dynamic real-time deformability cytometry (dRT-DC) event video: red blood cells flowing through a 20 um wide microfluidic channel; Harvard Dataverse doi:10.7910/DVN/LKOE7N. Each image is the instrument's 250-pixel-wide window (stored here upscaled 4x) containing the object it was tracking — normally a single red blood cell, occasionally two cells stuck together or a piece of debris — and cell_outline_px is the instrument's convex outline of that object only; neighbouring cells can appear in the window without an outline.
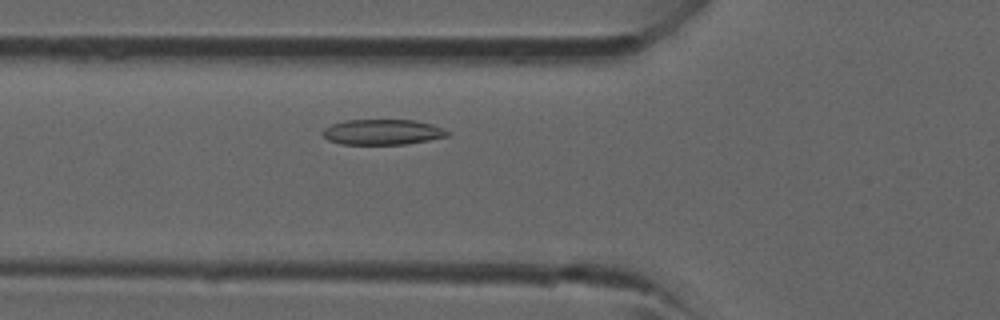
{"species": "common noctule bat (a hibernating species)", "species_latin": "Nyctalus noctula", "temperature_condition": "room temperature", "stored_images_in_passage": 36, "camera_frame_rate_fps": 3000, "um_per_image_px": 0.085, "animal": {"sex": "male", "forearm_length_mm": 52.5}, "frame": {"image": 1, "passage_image": 9, "time_ms": 2.667, "image_size_px": [1000, 320], "cell_outline_px": [[452, 132], [448, 136], [428, 140], [404, 144], [340, 144], [328, 140], [320, 132], [324, 128], [332, 124], [344, 120], [416, 120], [432, 124], [444, 128]], "centroid_in_image_um": [32.52, 11.22], "position_along_channel_um": 93.3, "area_um2": 18.61}}
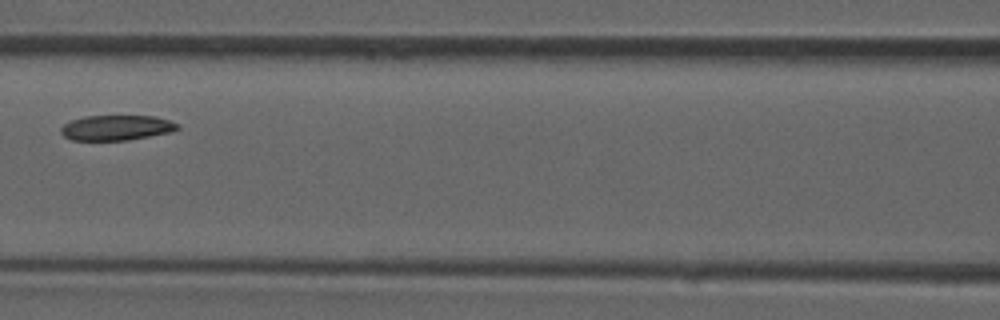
{"frame": {"image": 2, "passage_image": 13, "time_ms": 4.0, "image_size_px": [1000, 320], "cell_outline_px": [[180, 128], [172, 132], [128, 140], [72, 140], [64, 136], [60, 132], [60, 128], [64, 124], [72, 120], [84, 116], [156, 116], [180, 124]], "centroid_in_image_um": [9.92, 10.85], "position_along_channel_um": 156.7, "area_um2": 17.17}}
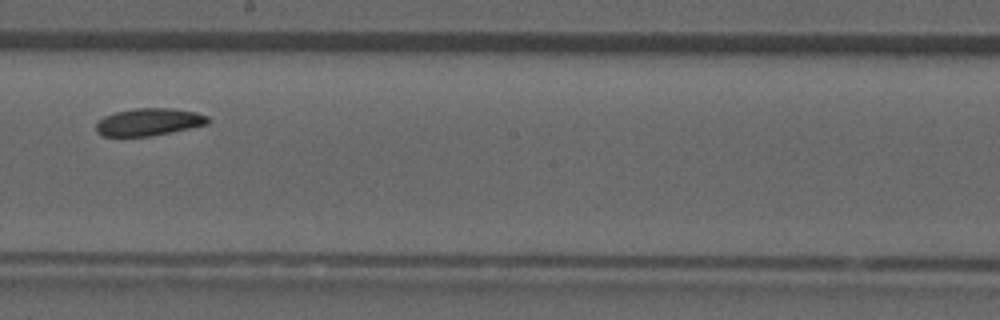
{"frame": {"image": 3, "passage_image": 18, "time_ms": 5.667, "image_size_px": [1000, 320], "cell_outline_px": [[212, 120], [208, 124], [172, 132], [148, 136], [104, 136], [96, 132], [96, 124], [104, 116], [116, 112], [136, 108], [172, 108], [196, 112], [208, 116]], "centroid_in_image_um": [12.69, 10.36], "position_along_channel_um": 235.5, "area_um2": 17.86}}